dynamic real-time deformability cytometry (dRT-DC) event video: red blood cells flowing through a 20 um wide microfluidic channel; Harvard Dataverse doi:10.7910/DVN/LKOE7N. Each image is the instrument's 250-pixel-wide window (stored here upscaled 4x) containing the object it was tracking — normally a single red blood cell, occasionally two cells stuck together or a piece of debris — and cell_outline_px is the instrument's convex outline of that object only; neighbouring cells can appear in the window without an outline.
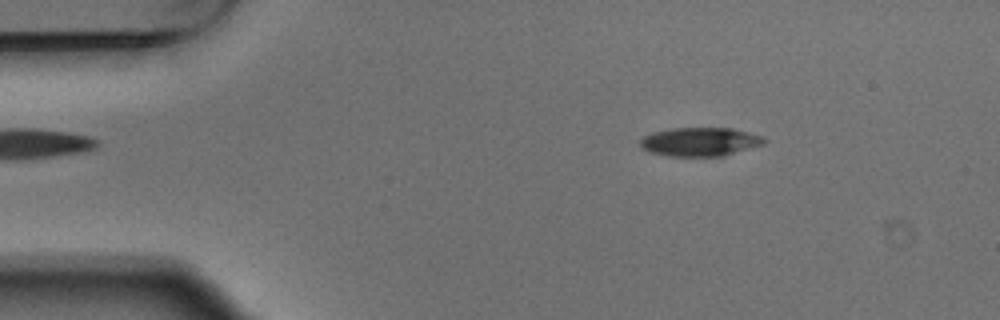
{"species": "Egyptian fruit bat (a non-hibernating species)", "species_latin": "Rousettus aegyptiacus", "temperature_condition": "warm", "stored_images_in_passage": 4, "camera_frame_rate_fps": 3000, "um_per_image_px": 0.085, "animal": {"sex": "male"}, "frame": {"image": 1, "passage_image": 2, "time_ms": 0.333, "image_size_px": [1000, 320], "cell_outline_px": [[768, 140], [764, 144], [724, 156], [668, 156], [648, 152], [640, 148], [640, 140], [644, 136], [652, 132], [672, 128], [732, 128], [760, 136]], "centroid_in_image_um": [59.46, 12.06], "position_along_channel_um": 25.5, "area_um2": 20.81}}